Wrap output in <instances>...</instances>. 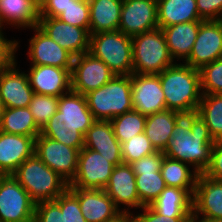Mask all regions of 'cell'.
I'll list each match as a JSON object with an SVG mask.
<instances>
[{"label":"cell","mask_w":222,"mask_h":222,"mask_svg":"<svg viewBox=\"0 0 222 222\" xmlns=\"http://www.w3.org/2000/svg\"><path fill=\"white\" fill-rule=\"evenodd\" d=\"M166 157L191 165L203 173L210 164L211 148L215 143L205 121L197 113L183 115L175 124Z\"/></svg>","instance_id":"6da1fadb"},{"label":"cell","mask_w":222,"mask_h":222,"mask_svg":"<svg viewBox=\"0 0 222 222\" xmlns=\"http://www.w3.org/2000/svg\"><path fill=\"white\" fill-rule=\"evenodd\" d=\"M158 75L167 109L183 115L197 112L202 97L199 69L175 62Z\"/></svg>","instance_id":"7a4b0ae2"},{"label":"cell","mask_w":222,"mask_h":222,"mask_svg":"<svg viewBox=\"0 0 222 222\" xmlns=\"http://www.w3.org/2000/svg\"><path fill=\"white\" fill-rule=\"evenodd\" d=\"M35 202L55 200L69 183L50 169L36 154L26 159L12 174Z\"/></svg>","instance_id":"3957f363"},{"label":"cell","mask_w":222,"mask_h":222,"mask_svg":"<svg viewBox=\"0 0 222 222\" xmlns=\"http://www.w3.org/2000/svg\"><path fill=\"white\" fill-rule=\"evenodd\" d=\"M131 75H115L85 97L95 120L111 121L115 116L133 110Z\"/></svg>","instance_id":"277c9868"},{"label":"cell","mask_w":222,"mask_h":222,"mask_svg":"<svg viewBox=\"0 0 222 222\" xmlns=\"http://www.w3.org/2000/svg\"><path fill=\"white\" fill-rule=\"evenodd\" d=\"M132 58L135 74H159L173 65L162 28L132 37Z\"/></svg>","instance_id":"5b68a950"},{"label":"cell","mask_w":222,"mask_h":222,"mask_svg":"<svg viewBox=\"0 0 222 222\" xmlns=\"http://www.w3.org/2000/svg\"><path fill=\"white\" fill-rule=\"evenodd\" d=\"M88 52L102 60L115 75L132 74V37L120 30L90 35Z\"/></svg>","instance_id":"8992f818"},{"label":"cell","mask_w":222,"mask_h":222,"mask_svg":"<svg viewBox=\"0 0 222 222\" xmlns=\"http://www.w3.org/2000/svg\"><path fill=\"white\" fill-rule=\"evenodd\" d=\"M35 204L12 175H0V222H33Z\"/></svg>","instance_id":"52a82bcc"},{"label":"cell","mask_w":222,"mask_h":222,"mask_svg":"<svg viewBox=\"0 0 222 222\" xmlns=\"http://www.w3.org/2000/svg\"><path fill=\"white\" fill-rule=\"evenodd\" d=\"M99 152L83 147L78 155L76 176L68 188L104 189L115 165Z\"/></svg>","instance_id":"ba28073f"},{"label":"cell","mask_w":222,"mask_h":222,"mask_svg":"<svg viewBox=\"0 0 222 222\" xmlns=\"http://www.w3.org/2000/svg\"><path fill=\"white\" fill-rule=\"evenodd\" d=\"M164 157L162 151H157L130 164L136 175L137 193L144 206L150 205L167 187L161 174Z\"/></svg>","instance_id":"9c48e42d"},{"label":"cell","mask_w":222,"mask_h":222,"mask_svg":"<svg viewBox=\"0 0 222 222\" xmlns=\"http://www.w3.org/2000/svg\"><path fill=\"white\" fill-rule=\"evenodd\" d=\"M35 154L68 183L76 176L79 150L43 136L35 138Z\"/></svg>","instance_id":"30bf717a"},{"label":"cell","mask_w":222,"mask_h":222,"mask_svg":"<svg viewBox=\"0 0 222 222\" xmlns=\"http://www.w3.org/2000/svg\"><path fill=\"white\" fill-rule=\"evenodd\" d=\"M115 74L100 59L89 52L74 57L71 71V90L86 95L110 81Z\"/></svg>","instance_id":"8fae6325"},{"label":"cell","mask_w":222,"mask_h":222,"mask_svg":"<svg viewBox=\"0 0 222 222\" xmlns=\"http://www.w3.org/2000/svg\"><path fill=\"white\" fill-rule=\"evenodd\" d=\"M95 121L85 95L70 90L59 97L57 112L44 126L76 127L85 136Z\"/></svg>","instance_id":"7c38bea8"},{"label":"cell","mask_w":222,"mask_h":222,"mask_svg":"<svg viewBox=\"0 0 222 222\" xmlns=\"http://www.w3.org/2000/svg\"><path fill=\"white\" fill-rule=\"evenodd\" d=\"M222 57V20H205L200 24L188 59L184 62L195 69Z\"/></svg>","instance_id":"4fadbf2b"},{"label":"cell","mask_w":222,"mask_h":222,"mask_svg":"<svg viewBox=\"0 0 222 222\" xmlns=\"http://www.w3.org/2000/svg\"><path fill=\"white\" fill-rule=\"evenodd\" d=\"M133 110L150 115L166 110L158 74H131Z\"/></svg>","instance_id":"5bb4252c"},{"label":"cell","mask_w":222,"mask_h":222,"mask_svg":"<svg viewBox=\"0 0 222 222\" xmlns=\"http://www.w3.org/2000/svg\"><path fill=\"white\" fill-rule=\"evenodd\" d=\"M156 28H159L157 1L123 0L118 30L133 37Z\"/></svg>","instance_id":"9a60e30c"},{"label":"cell","mask_w":222,"mask_h":222,"mask_svg":"<svg viewBox=\"0 0 222 222\" xmlns=\"http://www.w3.org/2000/svg\"><path fill=\"white\" fill-rule=\"evenodd\" d=\"M38 27L74 57L89 51L90 34L84 28L64 23L56 17H40Z\"/></svg>","instance_id":"2e32d148"},{"label":"cell","mask_w":222,"mask_h":222,"mask_svg":"<svg viewBox=\"0 0 222 222\" xmlns=\"http://www.w3.org/2000/svg\"><path fill=\"white\" fill-rule=\"evenodd\" d=\"M135 177L136 175L130 164L122 163L116 165L108 184L103 189L112 198L115 206L121 212L131 213L130 209L134 208L137 210L144 207L137 193Z\"/></svg>","instance_id":"e0dca14e"},{"label":"cell","mask_w":222,"mask_h":222,"mask_svg":"<svg viewBox=\"0 0 222 222\" xmlns=\"http://www.w3.org/2000/svg\"><path fill=\"white\" fill-rule=\"evenodd\" d=\"M34 35L28 39L27 59L30 65H48L72 69L74 56L52 40L38 26L31 28Z\"/></svg>","instance_id":"ac0fdd59"},{"label":"cell","mask_w":222,"mask_h":222,"mask_svg":"<svg viewBox=\"0 0 222 222\" xmlns=\"http://www.w3.org/2000/svg\"><path fill=\"white\" fill-rule=\"evenodd\" d=\"M17 62L15 55V59L0 71V97L6 108L28 107L34 95L27 72L19 69Z\"/></svg>","instance_id":"d6986e66"},{"label":"cell","mask_w":222,"mask_h":222,"mask_svg":"<svg viewBox=\"0 0 222 222\" xmlns=\"http://www.w3.org/2000/svg\"><path fill=\"white\" fill-rule=\"evenodd\" d=\"M192 219L222 220V181L200 173L192 197Z\"/></svg>","instance_id":"ffe728a7"},{"label":"cell","mask_w":222,"mask_h":222,"mask_svg":"<svg viewBox=\"0 0 222 222\" xmlns=\"http://www.w3.org/2000/svg\"><path fill=\"white\" fill-rule=\"evenodd\" d=\"M27 71L34 93L60 97L71 90L72 69L48 65H30Z\"/></svg>","instance_id":"44dd1931"},{"label":"cell","mask_w":222,"mask_h":222,"mask_svg":"<svg viewBox=\"0 0 222 222\" xmlns=\"http://www.w3.org/2000/svg\"><path fill=\"white\" fill-rule=\"evenodd\" d=\"M68 190L78 199L81 213L87 222H106L121 213L103 189L68 188Z\"/></svg>","instance_id":"7402d4cb"},{"label":"cell","mask_w":222,"mask_h":222,"mask_svg":"<svg viewBox=\"0 0 222 222\" xmlns=\"http://www.w3.org/2000/svg\"><path fill=\"white\" fill-rule=\"evenodd\" d=\"M35 138L0 131V175H11L35 154Z\"/></svg>","instance_id":"603a6c76"},{"label":"cell","mask_w":222,"mask_h":222,"mask_svg":"<svg viewBox=\"0 0 222 222\" xmlns=\"http://www.w3.org/2000/svg\"><path fill=\"white\" fill-rule=\"evenodd\" d=\"M84 147L99 152L115 166L123 163L121 143L114 135L111 121L96 120L84 136Z\"/></svg>","instance_id":"cb8c5ba5"},{"label":"cell","mask_w":222,"mask_h":222,"mask_svg":"<svg viewBox=\"0 0 222 222\" xmlns=\"http://www.w3.org/2000/svg\"><path fill=\"white\" fill-rule=\"evenodd\" d=\"M39 18L38 0H0V29L5 25L31 29L38 26Z\"/></svg>","instance_id":"d4e9b609"},{"label":"cell","mask_w":222,"mask_h":222,"mask_svg":"<svg viewBox=\"0 0 222 222\" xmlns=\"http://www.w3.org/2000/svg\"><path fill=\"white\" fill-rule=\"evenodd\" d=\"M202 22L191 21L162 28L169 53L175 62L182 60L184 63L188 59Z\"/></svg>","instance_id":"484cf974"},{"label":"cell","mask_w":222,"mask_h":222,"mask_svg":"<svg viewBox=\"0 0 222 222\" xmlns=\"http://www.w3.org/2000/svg\"><path fill=\"white\" fill-rule=\"evenodd\" d=\"M182 116L183 114L169 109L146 116L144 134L156 151H165L174 126Z\"/></svg>","instance_id":"4316f807"},{"label":"cell","mask_w":222,"mask_h":222,"mask_svg":"<svg viewBox=\"0 0 222 222\" xmlns=\"http://www.w3.org/2000/svg\"><path fill=\"white\" fill-rule=\"evenodd\" d=\"M123 0H89V34L117 31Z\"/></svg>","instance_id":"83f0119b"},{"label":"cell","mask_w":222,"mask_h":222,"mask_svg":"<svg viewBox=\"0 0 222 222\" xmlns=\"http://www.w3.org/2000/svg\"><path fill=\"white\" fill-rule=\"evenodd\" d=\"M191 21H204L199 16L196 0L157 1V22L159 28Z\"/></svg>","instance_id":"f1b7e54d"},{"label":"cell","mask_w":222,"mask_h":222,"mask_svg":"<svg viewBox=\"0 0 222 222\" xmlns=\"http://www.w3.org/2000/svg\"><path fill=\"white\" fill-rule=\"evenodd\" d=\"M192 197L185 189L167 186L150 206L165 217H192Z\"/></svg>","instance_id":"f546056e"},{"label":"cell","mask_w":222,"mask_h":222,"mask_svg":"<svg viewBox=\"0 0 222 222\" xmlns=\"http://www.w3.org/2000/svg\"><path fill=\"white\" fill-rule=\"evenodd\" d=\"M161 174L166 186L185 189L192 196L194 195L200 173L191 165L165 156L161 166Z\"/></svg>","instance_id":"4dcf8cb0"},{"label":"cell","mask_w":222,"mask_h":222,"mask_svg":"<svg viewBox=\"0 0 222 222\" xmlns=\"http://www.w3.org/2000/svg\"><path fill=\"white\" fill-rule=\"evenodd\" d=\"M0 131L37 137L41 133V128L36 124L28 107L5 108L0 122Z\"/></svg>","instance_id":"1f68e13d"},{"label":"cell","mask_w":222,"mask_h":222,"mask_svg":"<svg viewBox=\"0 0 222 222\" xmlns=\"http://www.w3.org/2000/svg\"><path fill=\"white\" fill-rule=\"evenodd\" d=\"M196 113L205 121L213 140H222V94H202Z\"/></svg>","instance_id":"d6a6232c"},{"label":"cell","mask_w":222,"mask_h":222,"mask_svg":"<svg viewBox=\"0 0 222 222\" xmlns=\"http://www.w3.org/2000/svg\"><path fill=\"white\" fill-rule=\"evenodd\" d=\"M145 123L146 115L134 110L115 116L111 120L114 135L121 144L144 132Z\"/></svg>","instance_id":"836d02e7"},{"label":"cell","mask_w":222,"mask_h":222,"mask_svg":"<svg viewBox=\"0 0 222 222\" xmlns=\"http://www.w3.org/2000/svg\"><path fill=\"white\" fill-rule=\"evenodd\" d=\"M58 101L59 97L34 93L28 108L40 128L57 112Z\"/></svg>","instance_id":"e575fe53"},{"label":"cell","mask_w":222,"mask_h":222,"mask_svg":"<svg viewBox=\"0 0 222 222\" xmlns=\"http://www.w3.org/2000/svg\"><path fill=\"white\" fill-rule=\"evenodd\" d=\"M122 161L126 164L141 159L144 156L157 152L144 132L133 136L121 144Z\"/></svg>","instance_id":"d590c367"},{"label":"cell","mask_w":222,"mask_h":222,"mask_svg":"<svg viewBox=\"0 0 222 222\" xmlns=\"http://www.w3.org/2000/svg\"><path fill=\"white\" fill-rule=\"evenodd\" d=\"M199 71L202 94H222V57Z\"/></svg>","instance_id":"8d00e7d4"},{"label":"cell","mask_w":222,"mask_h":222,"mask_svg":"<svg viewBox=\"0 0 222 222\" xmlns=\"http://www.w3.org/2000/svg\"><path fill=\"white\" fill-rule=\"evenodd\" d=\"M41 134L66 146L76 148L79 151L84 147V136L76 127L67 126H43Z\"/></svg>","instance_id":"74e56055"},{"label":"cell","mask_w":222,"mask_h":222,"mask_svg":"<svg viewBox=\"0 0 222 222\" xmlns=\"http://www.w3.org/2000/svg\"><path fill=\"white\" fill-rule=\"evenodd\" d=\"M56 18L72 26L84 28L89 32V27H90L89 2H78L72 0V4L69 5L65 10H63V12L60 13Z\"/></svg>","instance_id":"f35d334b"},{"label":"cell","mask_w":222,"mask_h":222,"mask_svg":"<svg viewBox=\"0 0 222 222\" xmlns=\"http://www.w3.org/2000/svg\"><path fill=\"white\" fill-rule=\"evenodd\" d=\"M53 201L64 213V222H87L81 213L78 199L68 189Z\"/></svg>","instance_id":"ab89813d"},{"label":"cell","mask_w":222,"mask_h":222,"mask_svg":"<svg viewBox=\"0 0 222 222\" xmlns=\"http://www.w3.org/2000/svg\"><path fill=\"white\" fill-rule=\"evenodd\" d=\"M33 222H64V213L53 200L38 202Z\"/></svg>","instance_id":"60d3db41"},{"label":"cell","mask_w":222,"mask_h":222,"mask_svg":"<svg viewBox=\"0 0 222 222\" xmlns=\"http://www.w3.org/2000/svg\"><path fill=\"white\" fill-rule=\"evenodd\" d=\"M203 174L211 179L222 181V140L215 141L212 145L210 164Z\"/></svg>","instance_id":"b9f144b4"},{"label":"cell","mask_w":222,"mask_h":222,"mask_svg":"<svg viewBox=\"0 0 222 222\" xmlns=\"http://www.w3.org/2000/svg\"><path fill=\"white\" fill-rule=\"evenodd\" d=\"M3 29H0V71L5 69L14 59L20 47V41L5 37Z\"/></svg>","instance_id":"7bdbcfd3"},{"label":"cell","mask_w":222,"mask_h":222,"mask_svg":"<svg viewBox=\"0 0 222 222\" xmlns=\"http://www.w3.org/2000/svg\"><path fill=\"white\" fill-rule=\"evenodd\" d=\"M141 210L143 213L133 214L134 222H192V217H165L157 213L150 205L142 207Z\"/></svg>","instance_id":"ee69618b"},{"label":"cell","mask_w":222,"mask_h":222,"mask_svg":"<svg viewBox=\"0 0 222 222\" xmlns=\"http://www.w3.org/2000/svg\"><path fill=\"white\" fill-rule=\"evenodd\" d=\"M199 16L205 20H222V0H196Z\"/></svg>","instance_id":"f6af8a7d"},{"label":"cell","mask_w":222,"mask_h":222,"mask_svg":"<svg viewBox=\"0 0 222 222\" xmlns=\"http://www.w3.org/2000/svg\"><path fill=\"white\" fill-rule=\"evenodd\" d=\"M40 17H57L72 0H42L40 3Z\"/></svg>","instance_id":"bcb514c9"},{"label":"cell","mask_w":222,"mask_h":222,"mask_svg":"<svg viewBox=\"0 0 222 222\" xmlns=\"http://www.w3.org/2000/svg\"><path fill=\"white\" fill-rule=\"evenodd\" d=\"M106 222H134L133 211L131 213L121 212L114 219Z\"/></svg>","instance_id":"7dc6e473"},{"label":"cell","mask_w":222,"mask_h":222,"mask_svg":"<svg viewBox=\"0 0 222 222\" xmlns=\"http://www.w3.org/2000/svg\"><path fill=\"white\" fill-rule=\"evenodd\" d=\"M5 108L6 107H5L4 103H3V100L0 97V122H1L2 116L4 114Z\"/></svg>","instance_id":"c3c4849f"},{"label":"cell","mask_w":222,"mask_h":222,"mask_svg":"<svg viewBox=\"0 0 222 222\" xmlns=\"http://www.w3.org/2000/svg\"><path fill=\"white\" fill-rule=\"evenodd\" d=\"M193 222H222V220L192 219Z\"/></svg>","instance_id":"681fc988"},{"label":"cell","mask_w":222,"mask_h":222,"mask_svg":"<svg viewBox=\"0 0 222 222\" xmlns=\"http://www.w3.org/2000/svg\"><path fill=\"white\" fill-rule=\"evenodd\" d=\"M74 1H78V2H89V0H74Z\"/></svg>","instance_id":"f907efd6"}]
</instances>
